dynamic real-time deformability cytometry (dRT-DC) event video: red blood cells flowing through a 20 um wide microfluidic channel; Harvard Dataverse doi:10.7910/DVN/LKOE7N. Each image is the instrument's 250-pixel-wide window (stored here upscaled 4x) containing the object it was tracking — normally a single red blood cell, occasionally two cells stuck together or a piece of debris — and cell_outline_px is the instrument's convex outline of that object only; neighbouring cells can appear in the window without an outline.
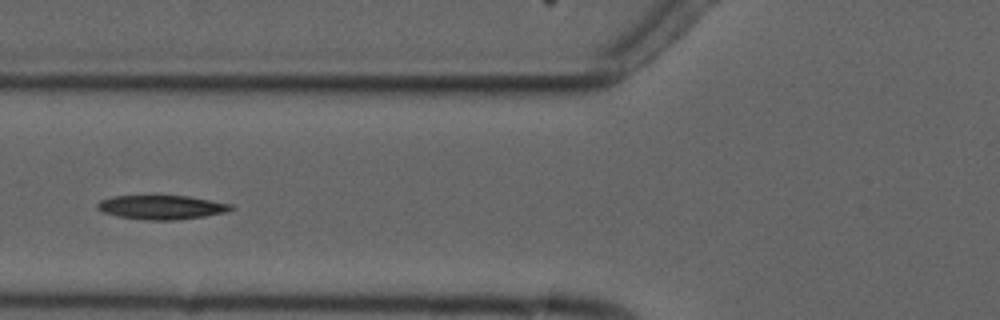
{"species": "common noctule bat (a hibernating species)", "species_latin": "Nyctalus noctula", "temperature_condition": "cold", "stored_images_in_passage": 9, "camera_frame_rate_fps": 3000, "um_per_image_px": 0.085, "animal": {"sex": "male", "forearm_length_mm": 52.5}, "frame": {"image": 1, "passage_image": 5, "time_ms": 4.667, "image_size_px": [1000, 320], "cell_outline_px": [[236, 208], [228, 212], [204, 216], [176, 220], [148, 220], [116, 216], [104, 212], [96, 208], [96, 204], [100, 200], [112, 196], [188, 196], [232, 204]], "centroid_in_image_um": [13.75, 17.62], "position_along_channel_um": 112.1, "area_um2": 18.79}}
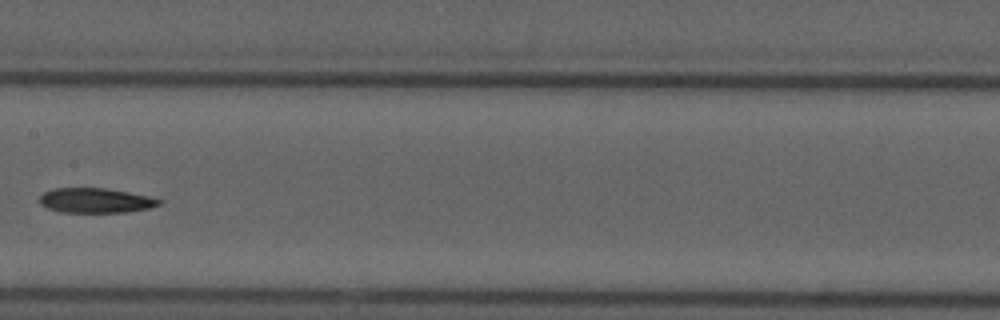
{"frame": {"image": 2, "passage_image": 7, "time_ms": 7.0, "image_size_px": [1000, 320], "cell_outline_px": [[164, 200], [160, 204], [148, 208], [128, 212], [60, 212], [48, 208], [40, 204], [36, 200], [44, 192], [52, 188], [108, 188], [148, 196]], "centroid_in_image_um": [8.09, 17.03], "position_along_channel_um": 199.3, "area_um2": 17.4}}
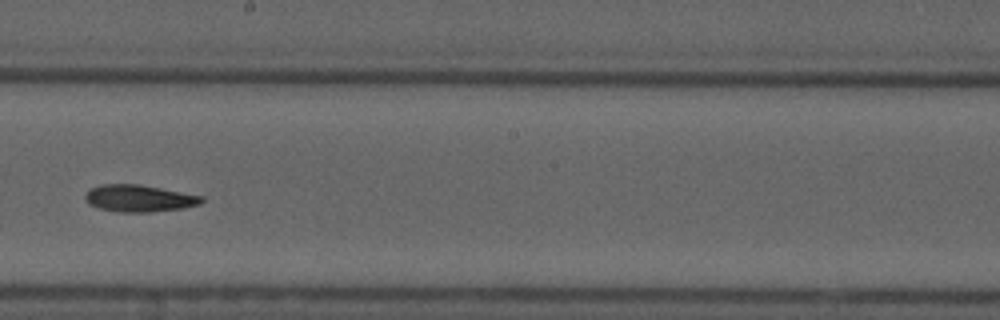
{"frame": {"image": 3, "passage_image": 8, "time_ms": 8.0, "image_size_px": [1000, 320], "cell_outline_px": [[204, 200], [200, 204], [184, 208], [152, 212], [120, 212], [100, 208], [88, 204], [84, 200], [84, 196], [92, 188], [100, 184], [140, 184], [204, 196]], "centroid_in_image_um": [11.84, 16.86], "position_along_channel_um": 236.4, "area_um2": 18.38}}